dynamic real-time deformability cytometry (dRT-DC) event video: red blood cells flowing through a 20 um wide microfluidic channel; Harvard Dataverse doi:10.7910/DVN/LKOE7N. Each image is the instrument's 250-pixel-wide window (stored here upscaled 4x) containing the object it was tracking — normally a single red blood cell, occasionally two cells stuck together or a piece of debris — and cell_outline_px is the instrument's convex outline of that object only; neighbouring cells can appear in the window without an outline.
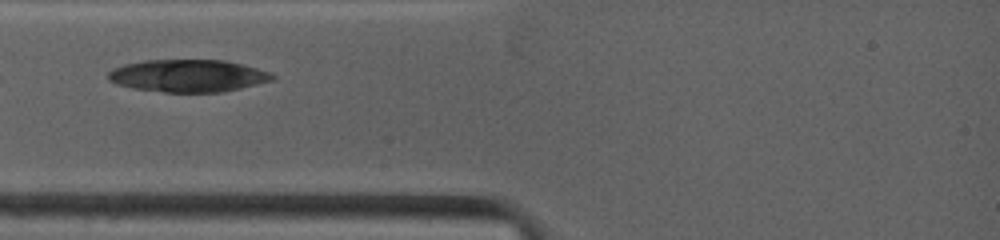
{"species": "common noctule bat (a hibernating species)", "species_latin": "Nyctalus noctula", "temperature_condition": "warm", "stored_images_in_passage": 2, "camera_frame_rate_fps": 4500, "um_per_image_px": 0.085, "animal": {"sex": "female", "body_mass_g": 19.0, "forearm_length_mm": 53.3}, "frame": {"image": 1, "passage_image": 1, "time_ms": 0.0, "image_size_px": [1000, 240], "cell_outline_px": [[276, 80], [240, 88], [220, 92], [164, 92], [132, 88], [116, 84], [108, 80], [108, 72], [112, 68], [124, 64], [144, 60], [224, 60], [256, 68], [268, 72], [276, 76]], "centroid_in_image_um": [15.95, 6.44], "position_along_channel_um": 69.0, "area_um2": 31.04}}